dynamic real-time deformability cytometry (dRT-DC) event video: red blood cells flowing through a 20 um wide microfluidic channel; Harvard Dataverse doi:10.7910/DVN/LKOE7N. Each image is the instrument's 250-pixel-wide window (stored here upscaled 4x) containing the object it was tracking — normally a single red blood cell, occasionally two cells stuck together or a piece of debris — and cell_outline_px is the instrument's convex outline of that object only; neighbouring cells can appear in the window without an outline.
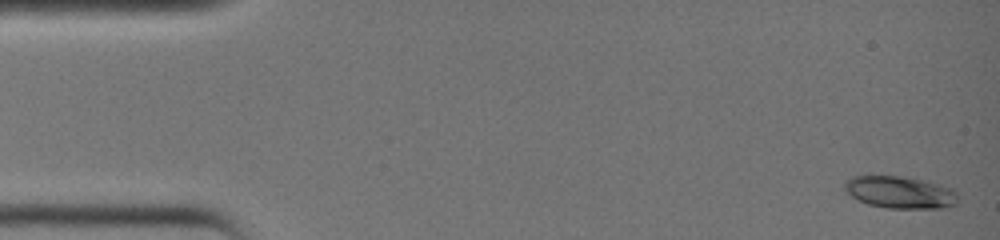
{"species": "common noctule bat (a hibernating species)", "species_latin": "Nyctalus noctula", "temperature_condition": "warm", "stored_images_in_passage": 37, "camera_frame_rate_fps": 3000, "um_per_image_px": 0.085, "animal": {"sex": "female", "body_mass_g": 19.0, "forearm_length_mm": 51.5}, "frame": {"image": 1, "passage_image": 1, "time_ms": 0.0, "image_size_px": [1000, 240], "cell_outline_px": [[956, 204], [940, 208], [888, 208], [868, 204], [852, 196], [844, 188], [844, 184], [852, 176], [904, 176], [924, 180], [940, 184], [952, 188], [956, 192]], "centroid_in_image_um": [76.52, 16.33], "position_along_channel_um": 8.5, "area_um2": 21.04}}
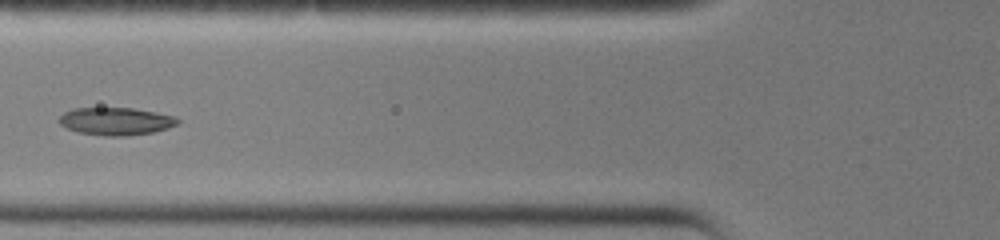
{"frame": {"image": 2, "passage_image": 15, "time_ms": 4.667, "image_size_px": [1000, 240], "cell_outline_px": [[180, 124], [168, 128], [152, 132], [124, 136], [104, 136], [76, 132], [60, 124], [60, 116], [64, 112], [72, 108], [132, 108], [156, 112], [176, 116], [180, 120]], "centroid_in_image_um": [9.88, 10.3], "position_along_channel_um": 115.9, "area_um2": 19.19}}
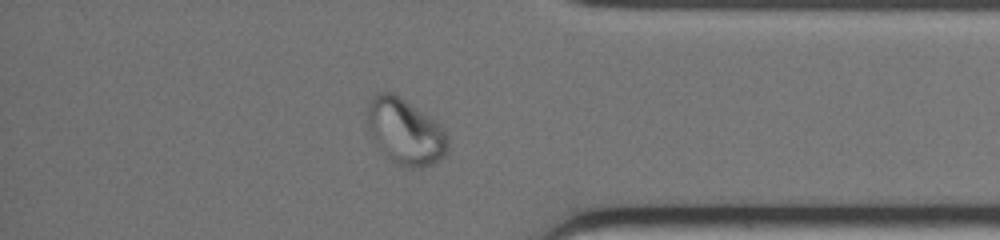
{"frame": {"image": 3, "passage_image": 32, "time_ms": 10.333, "image_size_px": [1000, 240], "cell_outline_px": [[448, 148], [444, 156], [440, 160], [432, 164], [420, 168], [408, 168], [396, 164], [388, 156], [368, 132], [368, 104], [372, 96], [376, 92], [392, 92], [436, 120], [444, 128], [448, 136]], "centroid_in_image_um": [34.48, 11.18], "position_along_channel_um": 400.7, "area_um2": 30.81}}